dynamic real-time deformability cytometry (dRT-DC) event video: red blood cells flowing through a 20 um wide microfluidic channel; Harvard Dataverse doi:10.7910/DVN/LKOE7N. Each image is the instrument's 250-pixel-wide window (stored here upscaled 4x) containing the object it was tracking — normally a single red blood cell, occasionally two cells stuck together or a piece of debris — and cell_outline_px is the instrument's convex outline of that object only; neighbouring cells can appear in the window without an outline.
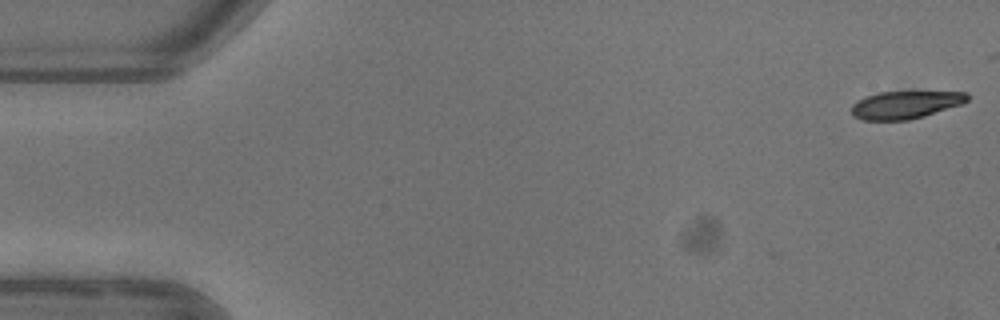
{"species": "common noctule bat (a hibernating species)", "species_latin": "Nyctalus noctula", "temperature_condition": "warm", "stored_images_in_passage": 6, "camera_frame_rate_fps": 3000, "um_per_image_px": 0.085, "animal": {"sex": "female"}, "frame": {"image": 1, "passage_image": 1, "time_ms": 0.0, "image_size_px": [1000, 320], "cell_outline_px": [[968, 100], [960, 104], [924, 116], [908, 120], [864, 120], [852, 116], [852, 104], [856, 100], [880, 92], [908, 88], [916, 88], [968, 92]], "centroid_in_image_um": [77.01, 8.83], "position_along_channel_um": 8.0, "area_um2": 19.83}}
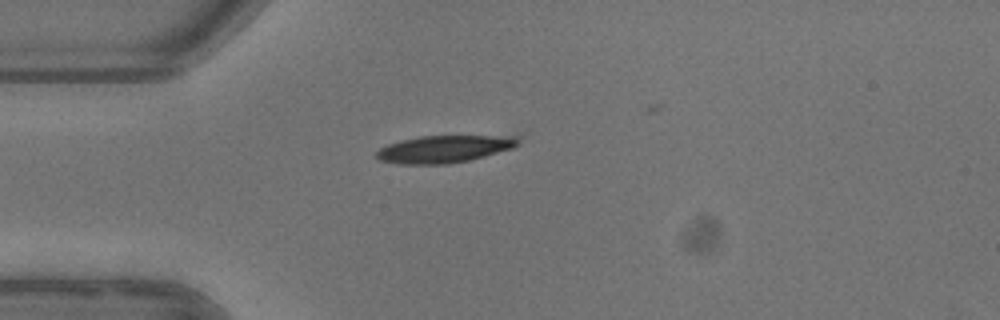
{"frame": {"image": 2, "passage_image": 4, "time_ms": 4.333, "image_size_px": [1000, 320], "cell_outline_px": [[520, 144], [512, 148], [484, 156], [468, 160], [448, 164], [400, 164], [380, 160], [376, 156], [376, 152], [380, 148], [388, 144], [400, 140], [420, 136], [520, 136]], "centroid_in_image_um": [37.76, 12.66], "position_along_channel_um": 47.2, "area_um2": 22.43}}